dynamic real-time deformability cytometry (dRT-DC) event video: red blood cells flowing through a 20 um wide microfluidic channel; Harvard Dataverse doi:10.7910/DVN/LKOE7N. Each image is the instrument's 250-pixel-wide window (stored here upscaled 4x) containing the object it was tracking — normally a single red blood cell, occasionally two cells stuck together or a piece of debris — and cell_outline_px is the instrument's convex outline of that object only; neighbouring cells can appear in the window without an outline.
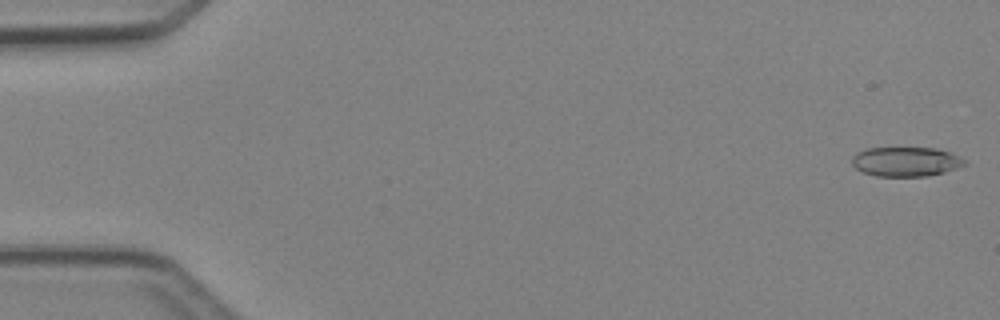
{"species": "Egyptian fruit bat (a non-hibernating species)", "species_latin": "Rousettus aegyptiacus", "temperature_condition": "cold", "stored_images_in_passage": 4, "camera_frame_rate_fps": 3000, "um_per_image_px": 0.085, "animal": {"sex": "female"}, "frame": {"image": 1, "passage_image": 1, "time_ms": 0.0, "image_size_px": [1000, 320], "cell_outline_px": [[968, 164], [944, 172], [928, 176], [876, 176], [864, 172], [856, 168], [852, 164], [852, 156], [856, 152], [868, 148], [936, 148], [952, 152], [960, 156]], "centroid_in_image_um": [77.02, 13.73], "position_along_channel_um": 8.0, "area_um2": 19.42}}